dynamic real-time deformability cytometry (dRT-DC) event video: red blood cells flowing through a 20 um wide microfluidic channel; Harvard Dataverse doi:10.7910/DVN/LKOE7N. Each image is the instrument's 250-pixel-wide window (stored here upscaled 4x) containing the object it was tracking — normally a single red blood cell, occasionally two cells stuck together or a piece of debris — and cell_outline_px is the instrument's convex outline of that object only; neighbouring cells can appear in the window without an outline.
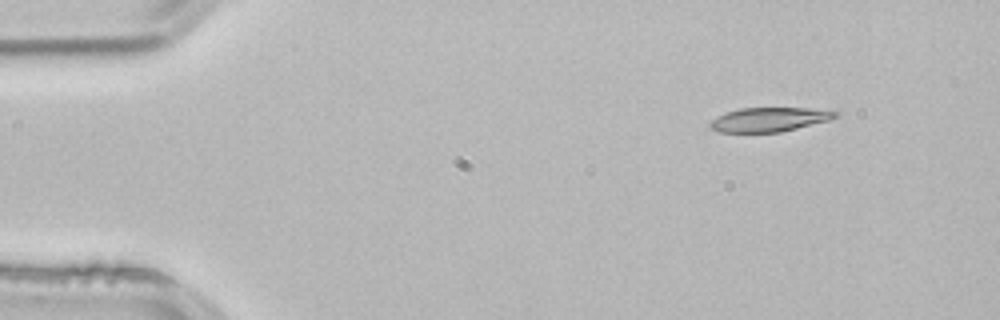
{"species": "common noctule bat (a hibernating species)", "species_latin": "Nyctalus noctula", "temperature_condition": "room temperature", "stored_images_in_passage": 2, "camera_frame_rate_fps": 3000, "um_per_image_px": 0.085, "animal": {"sex": "male", "body_mass_g": 21.5, "forearm_length_mm": 52.0}, "frame": {"image": 1, "passage_image": 1, "time_ms": 0.0, "image_size_px": [1000, 320], "cell_outline_px": [[840, 112], [836, 116], [828, 120], [780, 132], [720, 132], [708, 128], [708, 124], [712, 120], [724, 112], [740, 108], [808, 108]], "centroid_in_image_um": [65.31, 10.15], "position_along_channel_um": 19.7, "area_um2": 17.51}}